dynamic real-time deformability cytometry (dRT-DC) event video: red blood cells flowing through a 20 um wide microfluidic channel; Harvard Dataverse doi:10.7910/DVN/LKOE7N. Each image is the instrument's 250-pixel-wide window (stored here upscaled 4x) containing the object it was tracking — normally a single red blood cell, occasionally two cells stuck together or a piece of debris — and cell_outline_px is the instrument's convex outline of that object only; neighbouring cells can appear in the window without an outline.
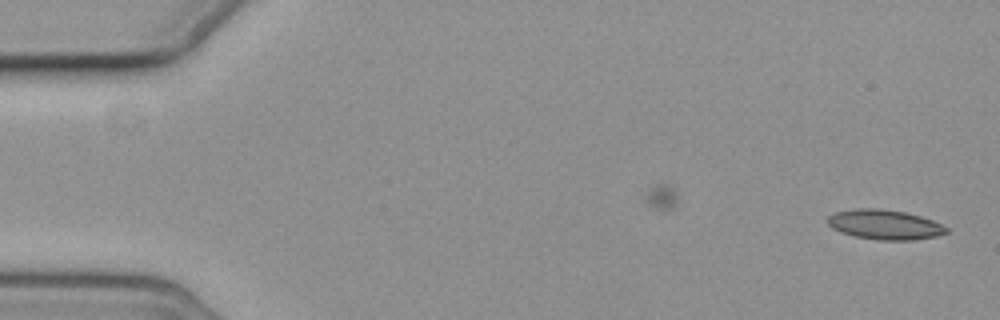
{"species": "common noctule bat (a hibernating species)", "species_latin": "Nyctalus noctula", "temperature_condition": "cold", "stored_images_in_passage": 3, "camera_frame_rate_fps": 3000, "um_per_image_px": 0.085, "animal": {"sex": "female", "body_mass_g": 19.3, "forearm_length_mm": 54.1}, "frame": {"image": 1, "passage_image": 3, "time_ms": 3.333, "image_size_px": [1000, 320], "cell_outline_px": [[948, 232], [936, 236], [912, 240], [880, 240], [856, 236], [840, 232], [832, 228], [828, 224], [828, 216], [836, 212], [860, 208], [880, 208], [904, 212], [920, 216], [932, 220], [948, 228]], "centroid_in_image_um": [75.2, 19.09], "position_along_channel_um": 9.8, "area_um2": 20.4}}